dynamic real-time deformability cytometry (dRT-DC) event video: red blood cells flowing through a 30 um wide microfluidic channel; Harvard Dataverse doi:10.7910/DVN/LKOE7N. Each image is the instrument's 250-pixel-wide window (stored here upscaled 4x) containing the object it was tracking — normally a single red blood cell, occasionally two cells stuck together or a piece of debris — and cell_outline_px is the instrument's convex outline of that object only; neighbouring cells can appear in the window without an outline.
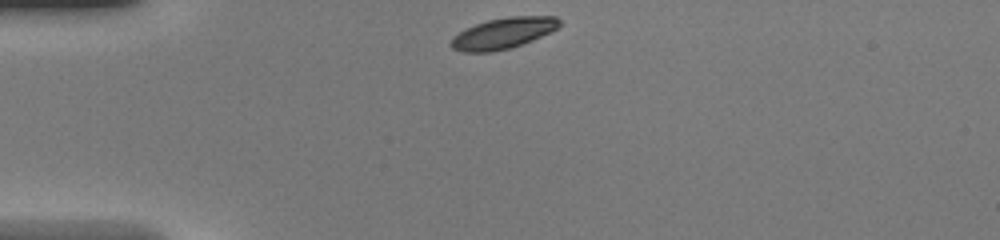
{"species": "common noctule bat (a hibernating species)", "species_latin": "Nyctalus noctula", "temperature_condition": "warm", "stored_images_in_passage": 33, "camera_frame_rate_fps": 3000, "um_per_image_px": 0.085, "animal": {"sex": "female", "body_mass_g": 20.0, "forearm_length_mm": 54.0}, "frame": {"image": 1, "passage_image": 1, "time_ms": 0.0, "image_size_px": [1000, 240], "cell_outline_px": [[560, 24], [552, 32], [512, 48], [492, 52], [460, 52], [452, 48], [448, 44], [452, 36], [464, 28], [488, 20], [508, 16], [556, 16], [560, 20]], "centroid_in_image_um": [42.72, 2.83], "position_along_channel_um": 42.3, "area_um2": 19.88}}
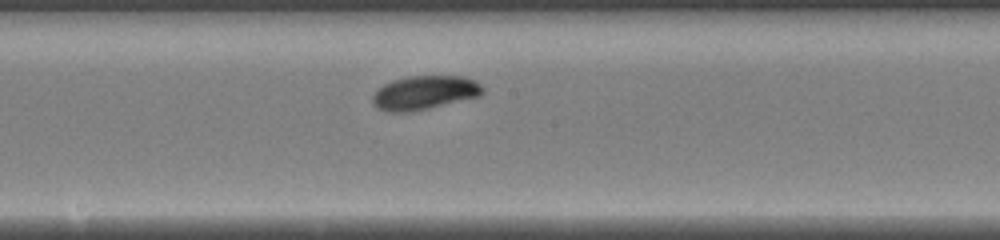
{"frame": {"image": 2, "passage_image": 15, "time_ms": 4.667, "image_size_px": [1000, 240], "cell_outline_px": [[484, 92], [480, 96], [428, 108], [408, 112], [388, 112], [376, 108], [372, 104], [372, 96], [384, 84], [392, 80], [408, 76], [464, 76], [476, 80], [484, 88]], "centroid_in_image_um": [36.09, 7.87], "position_along_channel_um": 212.1, "area_um2": 21.79}}
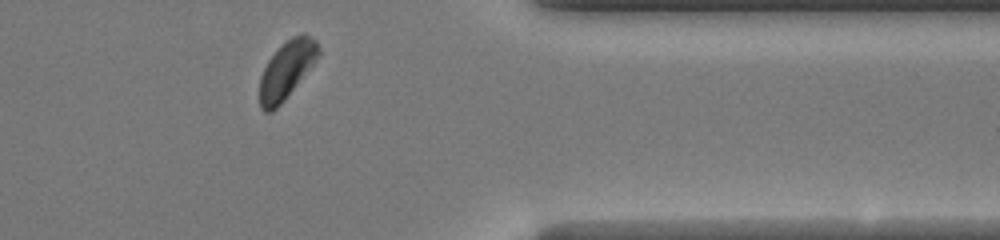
{"frame": {"image": 3, "passage_image": 28, "time_ms": 9.0, "image_size_px": [1000, 240], "cell_outline_px": [[320, 56], [284, 100], [272, 112], [264, 112], [260, 108], [260, 76], [268, 60], [292, 36], [304, 32], [316, 40], [320, 48]], "centroid_in_image_um": [24.38, 5.94], "position_along_channel_um": 387.0, "area_um2": 19.54}}